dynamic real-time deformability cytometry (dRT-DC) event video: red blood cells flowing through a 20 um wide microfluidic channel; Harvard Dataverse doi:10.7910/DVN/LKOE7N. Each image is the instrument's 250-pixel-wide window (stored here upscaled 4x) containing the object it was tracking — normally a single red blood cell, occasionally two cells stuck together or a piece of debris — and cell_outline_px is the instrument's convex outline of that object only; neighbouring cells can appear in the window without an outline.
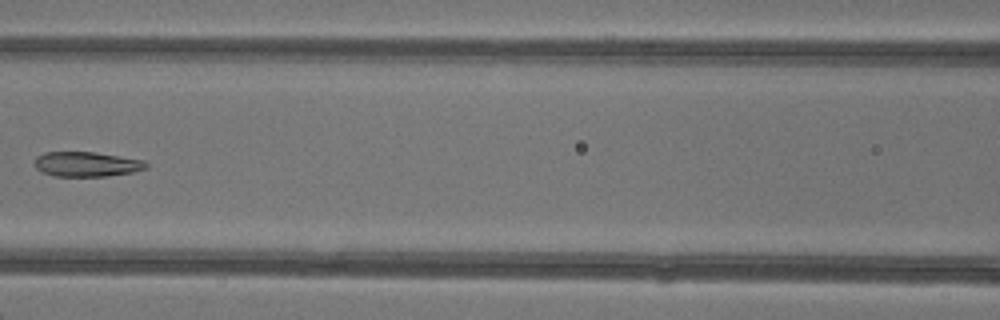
{"species": "common noctule bat (a hibernating species)", "species_latin": "Nyctalus noctula", "temperature_condition": "warm", "stored_images_in_passage": 6, "camera_frame_rate_fps": 3000, "um_per_image_px": 0.085, "animal": {"sex": "female"}, "frame": {"image": 1, "passage_image": 5, "time_ms": 5.667, "image_size_px": [1000, 320], "cell_outline_px": [[148, 168], [132, 172], [108, 176], [56, 176], [40, 172], [36, 168], [36, 156], [44, 152], [96, 152], [144, 160], [148, 164]], "centroid_in_image_um": [7.38, 13.95], "position_along_channel_um": 159.2, "area_um2": 16.18}}
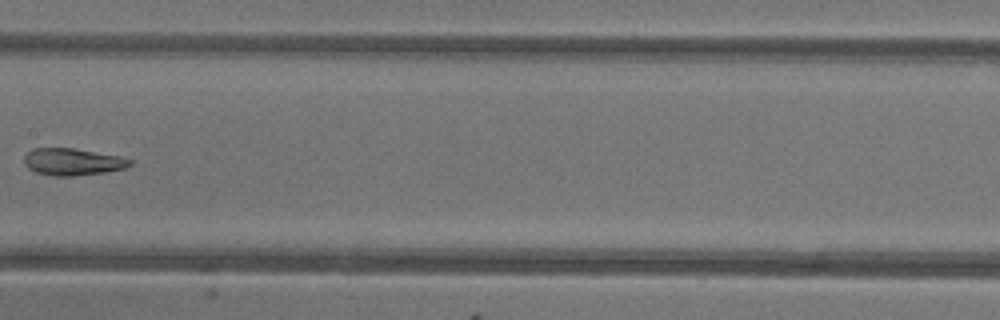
{"frame": {"image": 2, "passage_image": 6, "time_ms": 6.667, "image_size_px": [1000, 320], "cell_outline_px": [[132, 164], [124, 168], [104, 172], [76, 176], [52, 176], [36, 172], [28, 168], [24, 164], [24, 156], [32, 148], [72, 148], [120, 156], [132, 160]], "centroid_in_image_um": [6.15, 13.76], "position_along_channel_um": 201.3, "area_um2": 16.65}}